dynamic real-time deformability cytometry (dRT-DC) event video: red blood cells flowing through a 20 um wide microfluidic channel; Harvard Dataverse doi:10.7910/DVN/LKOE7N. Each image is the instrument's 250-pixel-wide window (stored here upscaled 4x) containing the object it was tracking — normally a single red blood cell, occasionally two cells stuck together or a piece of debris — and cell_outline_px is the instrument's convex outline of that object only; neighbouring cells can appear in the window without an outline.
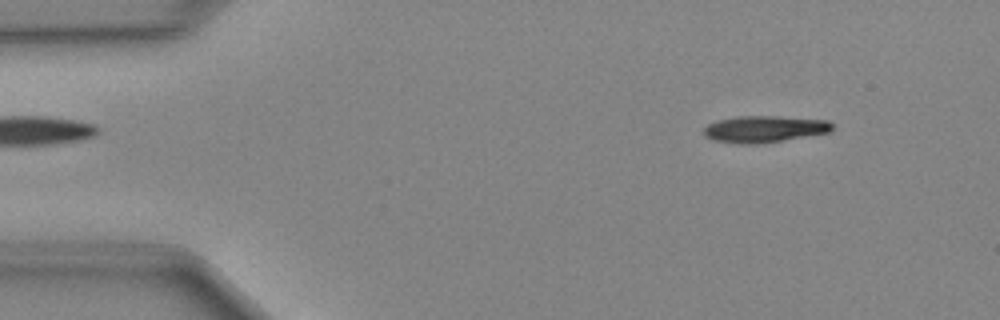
{"species": "Egyptian fruit bat (a non-hibernating species)", "species_latin": "Rousettus aegyptiacus", "temperature_condition": "cold", "stored_images_in_passage": 48, "camera_frame_rate_fps": 3000, "um_per_image_px": 0.085, "animal": {"sex": "female"}, "frame": {"image": 1, "passage_image": 5, "time_ms": 1.333, "image_size_px": [1000, 320], "cell_outline_px": [[832, 128], [828, 132], [784, 140], [756, 144], [740, 144], [716, 140], [704, 136], [704, 128], [708, 124], [716, 120], [736, 116], [776, 116], [828, 120], [832, 124]], "centroid_in_image_um": [64.94, 10.96], "position_along_channel_um": 20.1, "area_um2": 19.83}}
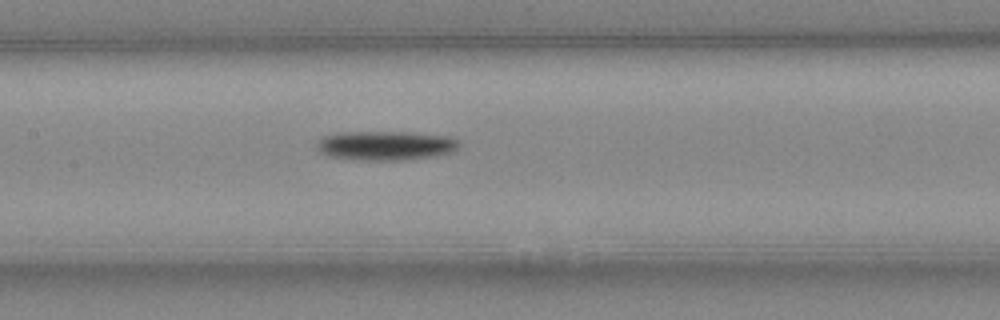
{"frame": {"image": 2, "passage_image": 22, "time_ms": 7.0, "image_size_px": [1000, 320], "cell_outline_px": [[456, 148], [452, 152], [436, 156], [404, 160], [360, 160], [332, 156], [316, 148], [316, 144], [324, 136], [344, 132], [412, 132], [448, 136], [456, 140]], "centroid_in_image_um": [32.79, 12.37], "position_along_channel_um": 174.6, "area_um2": 23.93}}
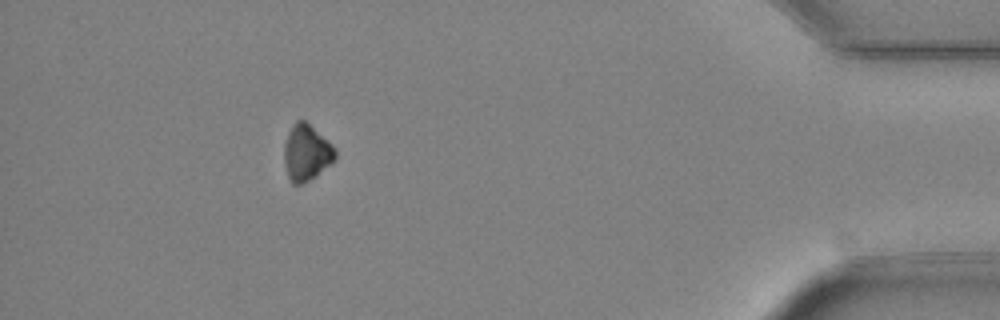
{"frame": {"image": 3, "passage_image": 43, "time_ms": 14.0, "image_size_px": [1000, 320], "cell_outline_px": [[336, 156], [316, 176], [300, 184], [292, 184], [288, 176], [284, 160], [284, 144], [288, 132], [292, 124], [296, 120], [304, 120], [336, 152]], "centroid_in_image_um": [25.97, 12.99], "position_along_channel_um": 409.2, "area_um2": 15.9}}